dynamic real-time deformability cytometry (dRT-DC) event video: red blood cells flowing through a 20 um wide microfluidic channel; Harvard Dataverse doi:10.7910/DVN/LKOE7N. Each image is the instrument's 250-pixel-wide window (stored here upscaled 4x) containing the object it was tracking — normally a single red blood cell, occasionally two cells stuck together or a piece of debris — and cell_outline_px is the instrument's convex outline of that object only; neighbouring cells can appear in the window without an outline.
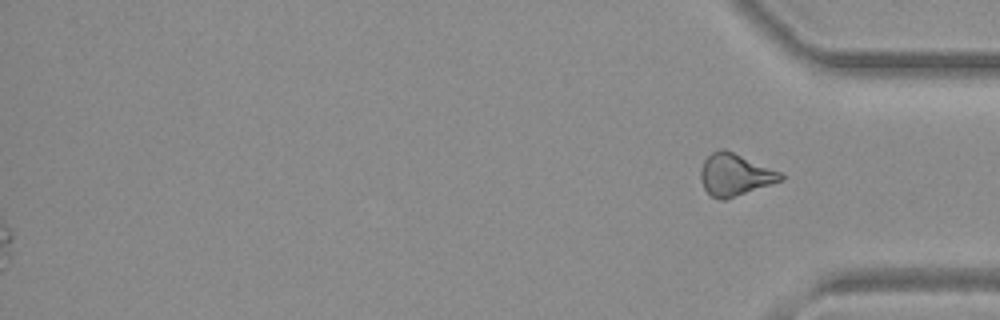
{"species": "common noctule bat (a hibernating species)", "species_latin": "Nyctalus noctula", "temperature_condition": "warm", "stored_images_in_passage": 38, "segment_of_instrument_passage": [2, 2], "camera_frame_rate_fps": 3000, "um_per_image_px": 0.085, "animal": {"sex": "female", "body_mass_g": 19.3, "forearm_length_mm": 54.1}, "frame": {"image": 1, "passage_image": 38, "time_ms": 12.333, "image_size_px": [1000, 320], "cell_outline_px": [[784, 180], [724, 200], [720, 200], [712, 196], [704, 188], [700, 180], [700, 168], [704, 160], [712, 152], [720, 148], [724, 148], [780, 172], [784, 176]], "centroid_in_image_um": [62.44, 14.85], "position_along_channel_um": 372.8, "area_um2": 19.54}}